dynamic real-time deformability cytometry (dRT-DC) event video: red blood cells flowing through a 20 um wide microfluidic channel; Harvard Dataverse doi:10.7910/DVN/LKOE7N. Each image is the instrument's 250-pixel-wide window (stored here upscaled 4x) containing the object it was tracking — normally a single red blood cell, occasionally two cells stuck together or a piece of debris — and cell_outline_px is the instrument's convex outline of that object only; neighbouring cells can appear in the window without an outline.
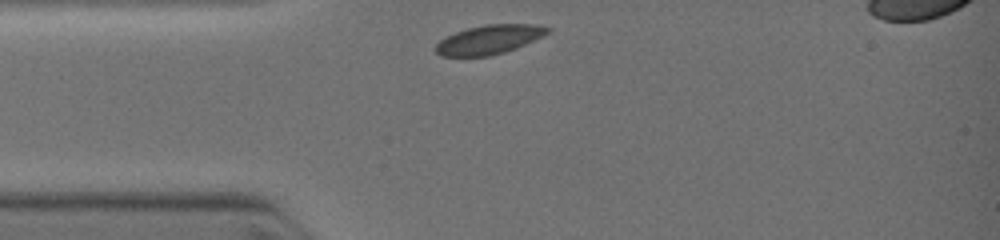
{"species": "common noctule bat (a hibernating species)", "species_latin": "Nyctalus noctula", "temperature_condition": "warm", "stored_images_in_passage": 1, "camera_frame_rate_fps": 3000, "um_per_image_px": 0.085, "animal": {"sex": "female", "body_mass_g": 19.0, "forearm_length_mm": 51.5}, "frame": {"image": 1, "passage_image": 1, "time_ms": 0.0, "image_size_px": [1000, 240], "cell_outline_px": [[552, 28], [548, 32], [516, 48], [504, 52], [488, 56], [440, 56], [436, 52], [436, 44], [440, 40], [456, 32], [468, 28], [484, 24], [536, 24]], "centroid_in_image_um": [41.56, 3.36], "position_along_channel_um": 43.4, "area_um2": 18.67}}